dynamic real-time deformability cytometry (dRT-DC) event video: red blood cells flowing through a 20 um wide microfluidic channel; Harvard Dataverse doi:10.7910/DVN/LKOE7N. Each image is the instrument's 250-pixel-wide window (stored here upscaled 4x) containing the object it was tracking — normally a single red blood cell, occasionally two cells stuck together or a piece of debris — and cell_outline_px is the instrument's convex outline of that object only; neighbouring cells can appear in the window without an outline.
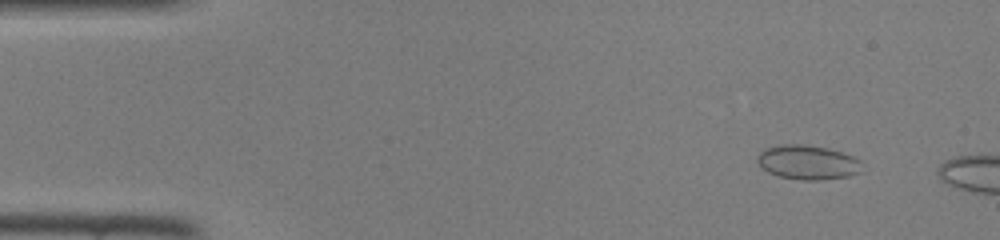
{"species": "common noctule bat (a hibernating species)", "species_latin": "Nyctalus noctula", "temperature_condition": "room temperature", "stored_images_in_passage": 43, "camera_frame_rate_fps": 3000, "um_per_image_px": 0.085, "animal": {"sex": "female", "body_mass_g": 22.0, "forearm_length_mm": 56.7}, "frame": {"image": 1, "passage_image": 5, "time_ms": 1.333, "image_size_px": [1000, 240], "cell_outline_px": [[860, 172], [848, 176], [820, 180], [800, 180], [776, 176], [760, 168], [756, 160], [756, 156], [764, 148], [780, 144], [804, 144], [828, 148], [852, 156], [860, 160]], "centroid_in_image_um": [68.58, 13.8], "position_along_channel_um": 16.4, "area_um2": 21.15}}
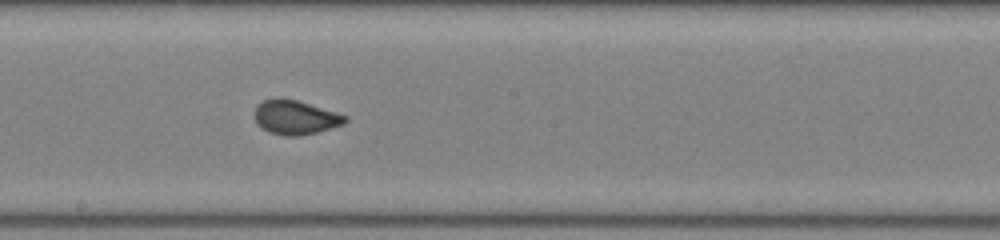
{"frame": {"image": 2, "passage_image": 26, "time_ms": 8.333, "image_size_px": [1000, 240], "cell_outline_px": [[348, 120], [344, 124], [316, 132], [296, 136], [284, 136], [268, 132], [256, 124], [256, 104], [264, 100], [276, 96], [284, 96], [336, 112], [348, 116]], "centroid_in_image_um": [25.08, 9.95], "position_along_channel_um": 223.1, "area_um2": 18.26}}
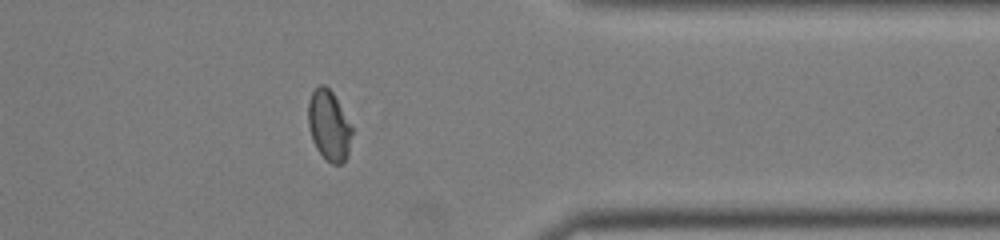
{"frame": {"image": 3, "passage_image": 38, "time_ms": 12.333, "image_size_px": [1000, 240], "cell_outline_px": [[352, 132], [348, 156], [340, 164], [332, 164], [316, 148], [312, 140], [308, 124], [308, 100], [312, 92], [320, 84], [324, 84], [332, 92], [352, 128]], "centroid_in_image_um": [27.94, 10.67], "position_along_channel_um": 383.5, "area_um2": 17.63}}